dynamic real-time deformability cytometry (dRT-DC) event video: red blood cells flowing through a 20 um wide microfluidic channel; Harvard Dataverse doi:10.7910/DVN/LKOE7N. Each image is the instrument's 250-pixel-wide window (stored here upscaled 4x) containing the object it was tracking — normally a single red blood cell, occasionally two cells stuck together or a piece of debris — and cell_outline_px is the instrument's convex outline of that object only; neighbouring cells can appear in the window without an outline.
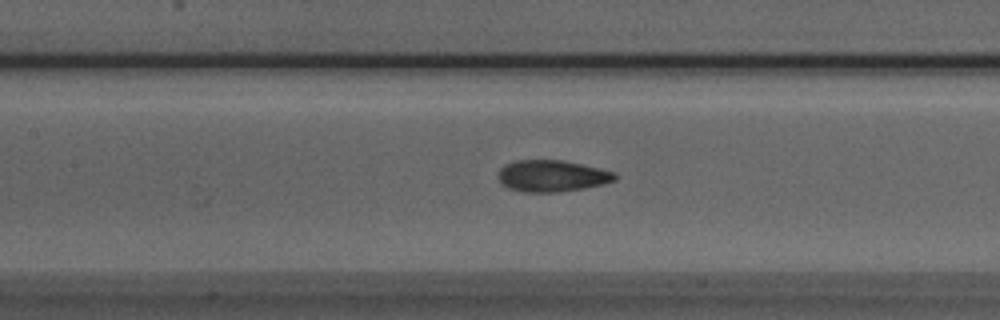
{"species": "Egyptian fruit bat (a non-hibernating species)", "species_latin": "Rousettus aegyptiacus", "temperature_condition": "room temperature", "stored_images_in_passage": 34, "camera_frame_rate_fps": 3000, "um_per_image_px": 0.085, "animal": {"sex": "male"}, "frame": {"image": 1, "passage_image": 10, "time_ms": 3.0, "image_size_px": [1000, 320], "cell_outline_px": [[616, 180], [604, 184], [584, 188], [556, 192], [524, 192], [508, 188], [500, 180], [500, 168], [504, 164], [520, 160], [564, 160], [616, 172]], "centroid_in_image_um": [46.95, 14.95], "position_along_channel_um": 160.4, "area_um2": 21.33}}
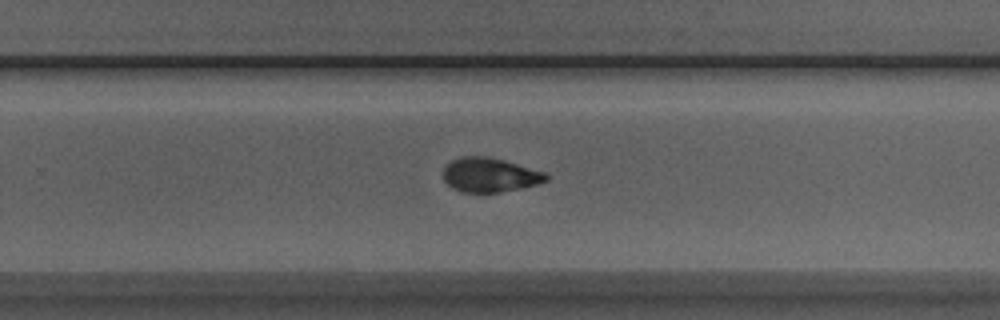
{"frame": {"image": 2, "passage_image": 20, "time_ms": 6.333, "image_size_px": [1000, 320], "cell_outline_px": [[548, 180], [540, 184], [500, 192], [460, 192], [452, 188], [444, 180], [444, 168], [452, 160], [464, 156], [484, 156], [504, 160], [548, 172]], "centroid_in_image_um": [41.68, 14.87], "position_along_channel_um": 288.1, "area_um2": 20.63}}
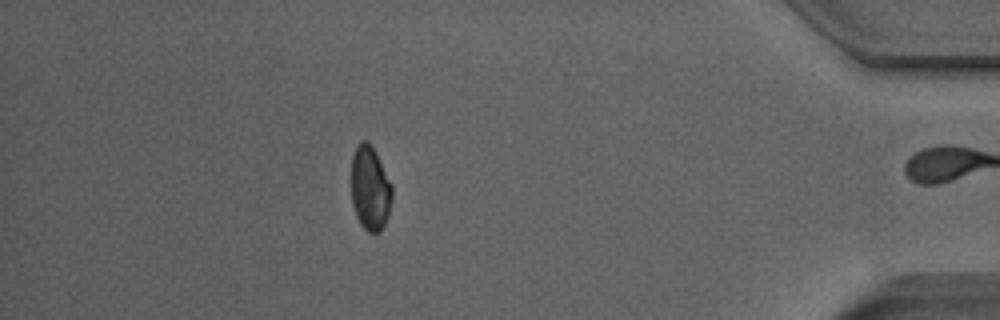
{"frame": {"image": 3, "passage_image": 33, "time_ms": 10.667, "image_size_px": [1000, 320], "cell_outline_px": [[392, 196], [388, 216], [380, 232], [368, 232], [360, 224], [356, 216], [352, 204], [352, 156], [356, 144], [360, 140], [368, 140], [376, 152], [392, 184]], "centroid_in_image_um": [31.45, 15.97], "position_along_channel_um": 403.7, "area_um2": 20.23}, "authors_computed_cell_mechanics": {"area_um2": 21.2993, "velocity_mm_per_s": 3.8438, "shape_relaxation_time_tau1_ms": 3.8177, "shape_relaxation_time_tau2_ms": 1.1967, "deformation_change_tau1": 0.162, "deformation_change_tau2": 0.0467}}